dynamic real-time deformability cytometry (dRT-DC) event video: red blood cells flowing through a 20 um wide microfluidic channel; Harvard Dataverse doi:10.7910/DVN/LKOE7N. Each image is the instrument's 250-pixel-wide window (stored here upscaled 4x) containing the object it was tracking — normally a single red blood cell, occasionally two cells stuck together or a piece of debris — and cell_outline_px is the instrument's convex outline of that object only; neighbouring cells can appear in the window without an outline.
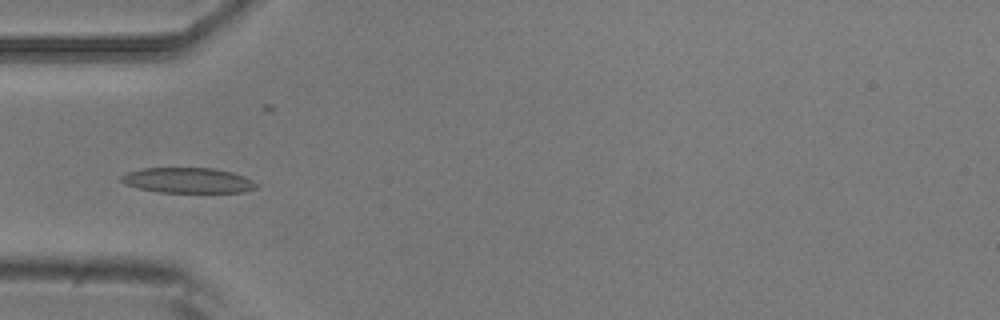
{"species": "common noctule bat (a hibernating species)", "species_latin": "Nyctalus noctula", "temperature_condition": "room temperature", "stored_images_in_passage": 7, "camera_frame_rate_fps": 3000, "um_per_image_px": 0.085, "animal": {"sex": "male", "body_mass_g": 20.5, "forearm_length_mm": 52.5}, "frame": {"image": 1, "passage_image": 5, "time_ms": 1.333, "image_size_px": [1000, 320], "cell_outline_px": [[260, 184], [256, 188], [244, 192], [160, 192], [140, 188], [124, 184], [120, 180], [120, 176], [128, 172], [140, 168], [216, 168], [232, 172], [244, 176]], "centroid_in_image_um": [15.99, 15.32], "position_along_channel_um": 69.0, "area_um2": 20.0}}
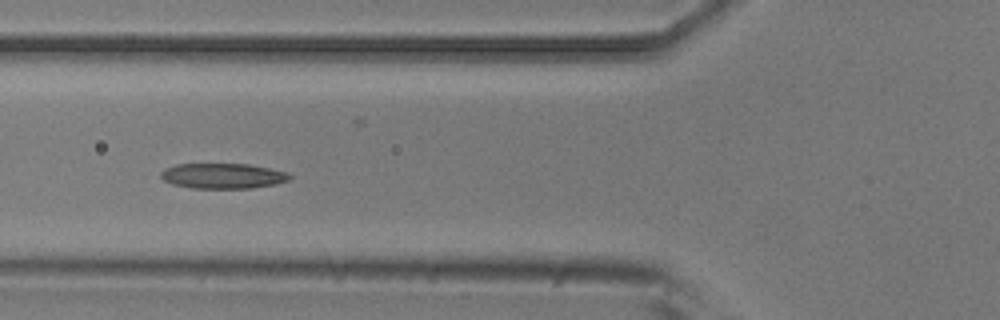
{"frame": {"image": 2, "passage_image": 6, "time_ms": 1.667, "image_size_px": [1000, 320], "cell_outline_px": [[292, 176], [288, 180], [276, 184], [252, 188], [192, 188], [172, 184], [164, 180], [160, 176], [160, 172], [164, 168], [176, 164], [248, 164], [288, 172]], "centroid_in_image_um": [18.93, 14.95], "position_along_channel_um": 106.9, "area_um2": 19.02}}
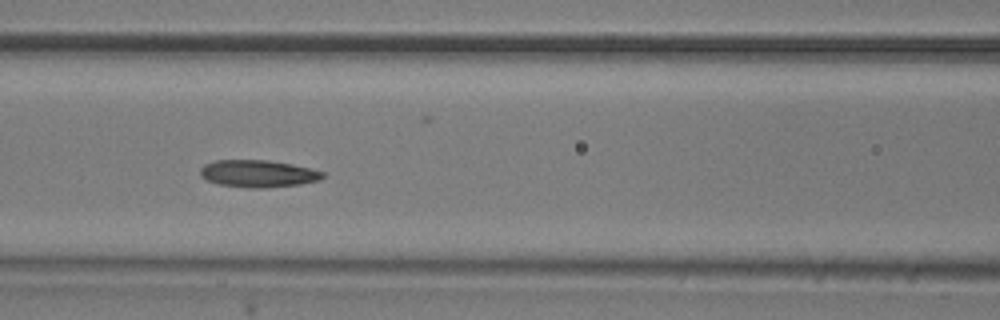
{"frame": {"image": 3, "passage_image": 7, "time_ms": 2.0, "image_size_px": [1000, 320], "cell_outline_px": [[324, 176], [320, 180], [300, 184], [264, 188], [248, 188], [220, 184], [208, 180], [200, 176], [200, 168], [204, 164], [216, 160], [268, 160], [292, 164], [324, 172]], "centroid_in_image_um": [21.92, 14.75], "position_along_channel_um": 144.7, "area_um2": 19.36}}